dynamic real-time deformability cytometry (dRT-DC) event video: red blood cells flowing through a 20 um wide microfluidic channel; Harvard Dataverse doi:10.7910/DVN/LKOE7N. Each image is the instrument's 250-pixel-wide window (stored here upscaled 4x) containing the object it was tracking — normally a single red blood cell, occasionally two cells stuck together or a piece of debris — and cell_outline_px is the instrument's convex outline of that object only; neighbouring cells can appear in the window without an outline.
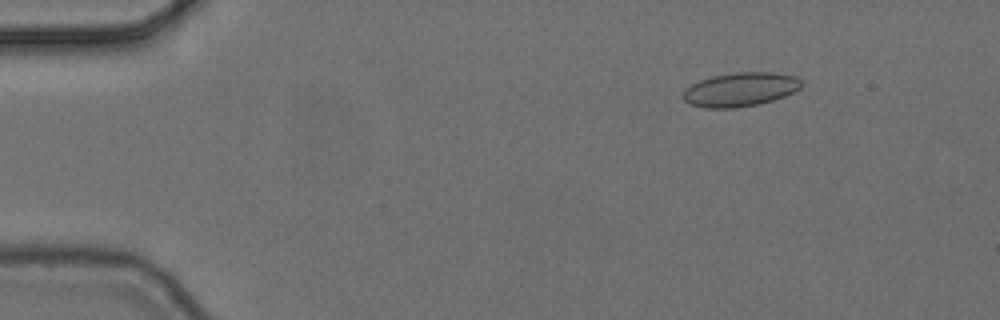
{"species": "common noctule bat (a hibernating species)", "species_latin": "Nyctalus noctula", "temperature_condition": "cold", "stored_images_in_passage": 6, "camera_frame_rate_fps": 3000, "um_per_image_px": 0.085, "animal": {"sex": "female", "body_mass_g": 24.6, "forearm_length_mm": 56.2}, "frame": {"image": 1, "passage_image": 2, "time_ms": 0.333, "image_size_px": [1000, 320], "cell_outline_px": [[800, 88], [784, 96], [760, 104], [736, 108], [708, 108], [692, 104], [684, 100], [684, 92], [692, 84], [700, 80], [712, 76], [736, 72], [772, 72], [796, 76], [800, 80]], "centroid_in_image_um": [62.94, 7.6], "position_along_channel_um": 22.1, "area_um2": 23.12}}
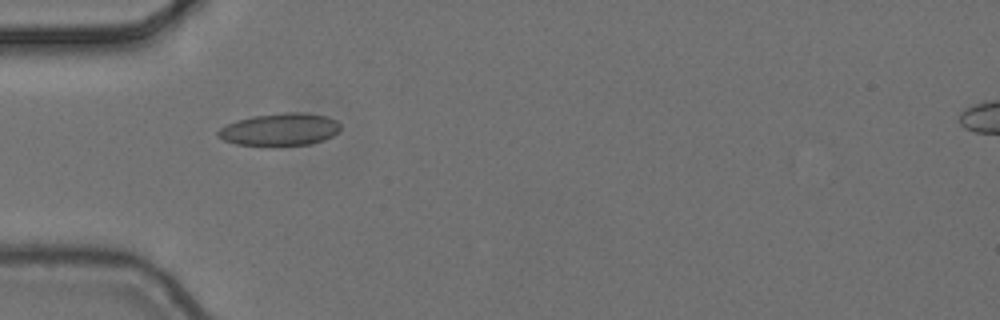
{"frame": {"image": 2, "passage_image": 5, "time_ms": 1.333, "image_size_px": [1000, 320], "cell_outline_px": [[340, 132], [324, 140], [312, 144], [276, 148], [272, 148], [236, 144], [224, 140], [216, 132], [220, 128], [236, 120], [252, 116], [284, 112], [308, 112], [324, 116], [336, 120], [340, 124]], "centroid_in_image_um": [23.81, 11.04], "position_along_channel_um": 61.2, "area_um2": 23.99}}
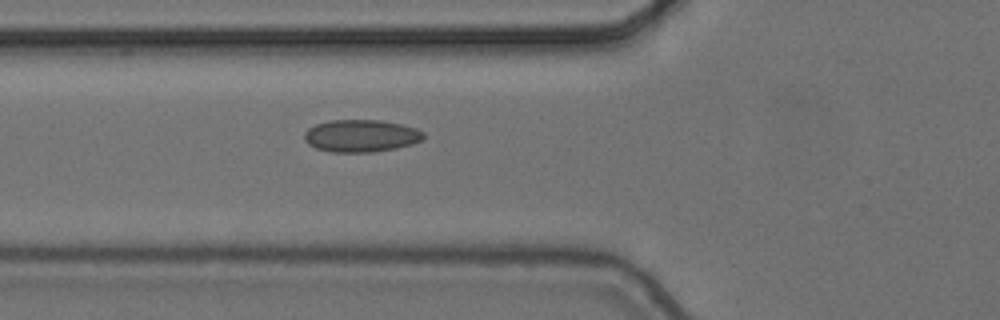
{"frame": {"image": 3, "passage_image": 6, "time_ms": 1.667, "image_size_px": [1000, 320], "cell_outline_px": [[424, 140], [412, 144], [396, 148], [372, 152], [328, 152], [316, 148], [308, 144], [304, 140], [304, 132], [308, 128], [316, 124], [328, 120], [380, 120], [404, 124], [416, 128], [424, 132]], "centroid_in_image_um": [30.69, 11.54], "position_along_channel_um": 95.1, "area_um2": 22.77}}